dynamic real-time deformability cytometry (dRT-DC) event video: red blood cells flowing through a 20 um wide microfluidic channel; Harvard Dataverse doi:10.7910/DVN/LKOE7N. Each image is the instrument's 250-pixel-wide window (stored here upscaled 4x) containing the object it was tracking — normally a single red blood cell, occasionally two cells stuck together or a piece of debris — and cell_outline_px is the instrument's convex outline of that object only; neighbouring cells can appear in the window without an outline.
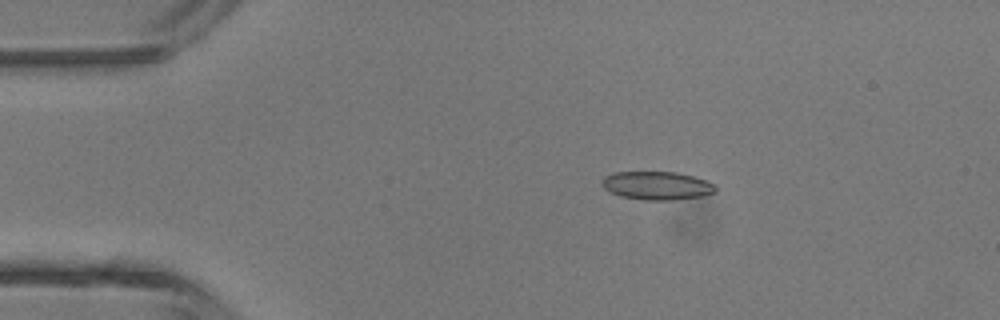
{"species": "common noctule bat (a hibernating species)", "species_latin": "Nyctalus noctula", "temperature_condition": "room temperature", "stored_images_in_passage": 4, "camera_frame_rate_fps": 3000, "um_per_image_px": 0.085, "animal": {"sex": "male", "body_mass_g": 13.3}, "frame": {"image": 1, "passage_image": 3, "time_ms": 2.0, "image_size_px": [1000, 320], "cell_outline_px": [[716, 192], [700, 196], [672, 200], [644, 200], [620, 196], [604, 188], [600, 184], [600, 180], [604, 176], [616, 172], [676, 172], [692, 176], [716, 184]], "centroid_in_image_um": [55.81, 15.77], "position_along_channel_um": 29.2, "area_um2": 18.73}}